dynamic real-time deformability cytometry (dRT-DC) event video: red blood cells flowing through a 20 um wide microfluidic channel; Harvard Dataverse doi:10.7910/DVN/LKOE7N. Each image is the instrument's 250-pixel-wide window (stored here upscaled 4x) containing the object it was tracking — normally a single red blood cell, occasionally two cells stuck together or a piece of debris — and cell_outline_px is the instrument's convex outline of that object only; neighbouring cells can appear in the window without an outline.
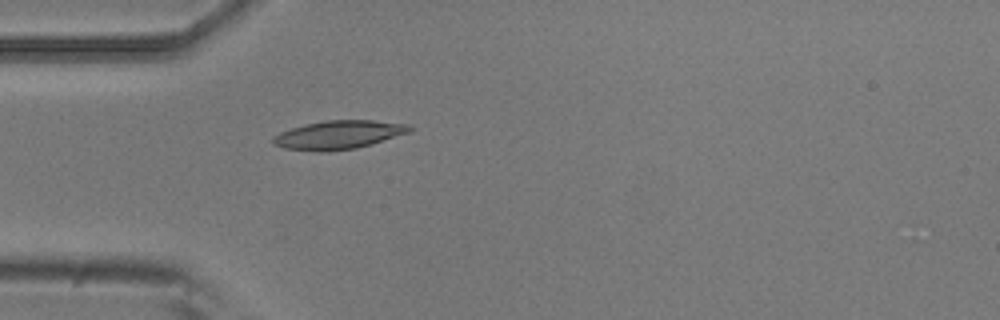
{"species": "common noctule bat (a hibernating species)", "species_latin": "Nyctalus noctula", "temperature_condition": "room temperature", "stored_images_in_passage": 4, "camera_frame_rate_fps": 3000, "um_per_image_px": 0.085, "animal": {"sex": "male", "body_mass_g": 20.5, "forearm_length_mm": 52.5}, "frame": {"image": 1, "passage_image": 4, "time_ms": 1.0, "image_size_px": [1000, 320], "cell_outline_px": [[412, 132], [372, 144], [356, 148], [328, 152], [320, 152], [284, 148], [272, 144], [272, 136], [280, 132], [304, 124], [324, 120], [372, 120], [408, 124], [412, 128]], "centroid_in_image_um": [28.78, 11.46], "position_along_channel_um": 56.2, "area_um2": 23.0}}